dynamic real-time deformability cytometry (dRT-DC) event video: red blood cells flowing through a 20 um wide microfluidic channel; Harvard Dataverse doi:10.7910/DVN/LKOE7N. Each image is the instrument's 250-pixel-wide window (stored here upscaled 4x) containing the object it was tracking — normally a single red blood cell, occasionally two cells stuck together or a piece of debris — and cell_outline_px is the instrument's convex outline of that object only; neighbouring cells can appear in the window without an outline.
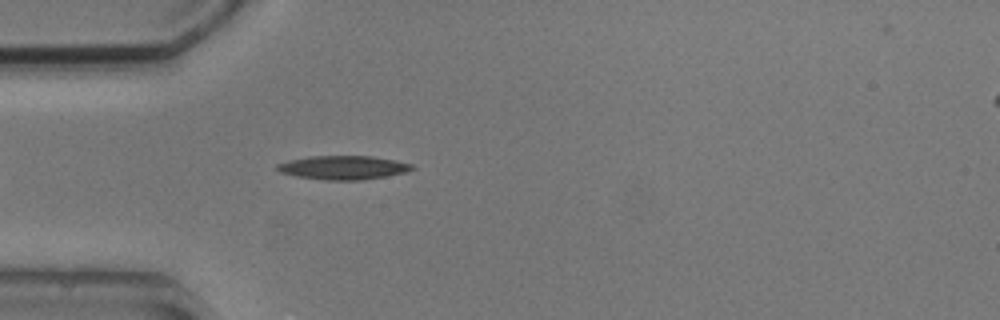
{"species": "common noctule bat (a hibernating species)", "species_latin": "Nyctalus noctula", "temperature_condition": "cold", "stored_images_in_passage": 1, "camera_frame_rate_fps": 3000, "um_per_image_px": 0.085, "animal": {"sex": "male", "body_mass_g": 20.5, "forearm_length_mm": 52.5}, "frame": {"image": 1, "passage_image": 1, "time_ms": 0.0, "image_size_px": [1000, 320], "cell_outline_px": [[416, 168], [404, 172], [384, 176], [360, 180], [324, 180], [296, 176], [280, 172], [276, 168], [276, 164], [288, 160], [312, 156], [372, 156], [396, 160], [412, 164]], "centroid_in_image_um": [29.15, 14.24], "position_along_channel_um": 55.8, "area_um2": 18.61}}